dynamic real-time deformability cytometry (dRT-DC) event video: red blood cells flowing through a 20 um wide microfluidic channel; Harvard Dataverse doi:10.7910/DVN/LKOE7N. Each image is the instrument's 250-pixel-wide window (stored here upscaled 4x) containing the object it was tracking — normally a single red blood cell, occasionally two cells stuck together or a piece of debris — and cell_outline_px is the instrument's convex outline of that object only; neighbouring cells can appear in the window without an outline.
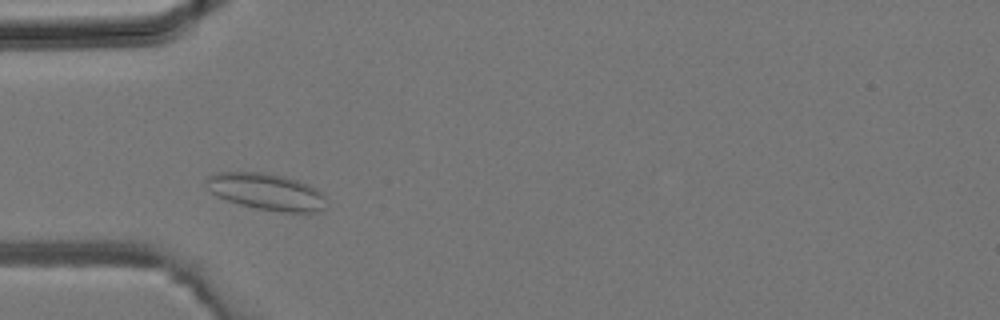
{"species": "common noctule bat (a hibernating species)", "species_latin": "Nyctalus noctula", "temperature_condition": "room temperature", "stored_images_in_passage": 27, "camera_frame_rate_fps": 3000, "um_per_image_px": 0.085, "animal": {"sex": "male", "body_mass_g": 19.2, "forearm_length_mm": 51.8}, "frame": {"image": 1, "passage_image": 5, "time_ms": 1.333, "image_size_px": [1000, 320], "cell_outline_px": [[324, 208], [316, 212], [284, 212], [256, 208], [240, 204], [216, 196], [204, 184], [204, 180], [212, 172], [264, 172], [284, 176], [308, 184], [316, 188], [324, 196]], "centroid_in_image_um": [22.59, 16.27], "position_along_channel_um": 62.4, "area_um2": 25.61}}
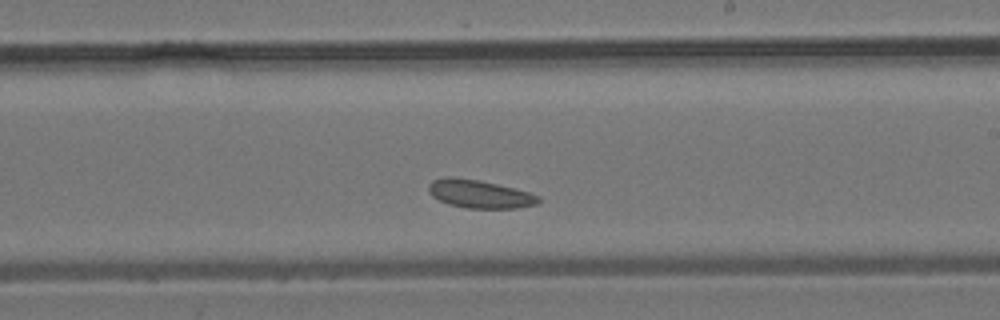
{"frame": {"image": 2, "passage_image": 16, "time_ms": 5.0, "image_size_px": [1000, 320], "cell_outline_px": [[540, 200], [536, 204], [516, 208], [468, 208], [448, 204], [432, 196], [428, 192], [428, 184], [432, 180], [448, 176], [452, 176], [480, 180], [516, 188], [540, 196]], "centroid_in_image_um": [40.74, 16.47], "position_along_channel_um": 248.3, "area_um2": 18.15}}
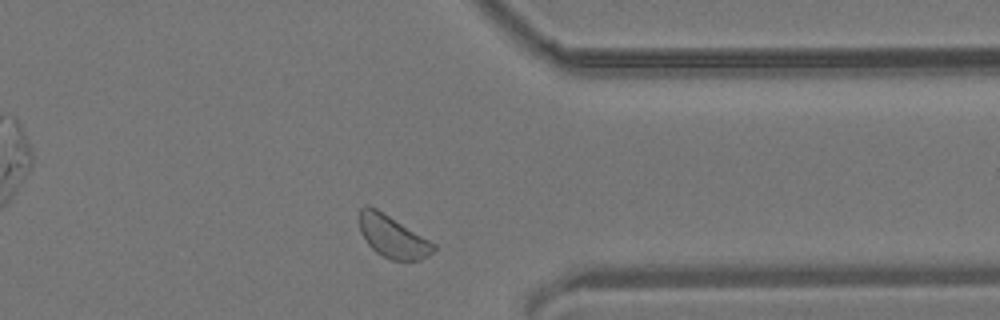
{"frame": {"image": 3, "passage_image": 24, "time_ms": 7.667, "image_size_px": [1000, 320], "cell_outline_px": [[436, 248], [432, 252], [420, 260], [392, 260], [376, 252], [368, 244], [360, 232], [360, 208], [364, 204], [368, 204], [376, 208], [436, 244]], "centroid_in_image_um": [33.35, 20.1], "position_along_channel_um": 378.0, "area_um2": 17.98}}